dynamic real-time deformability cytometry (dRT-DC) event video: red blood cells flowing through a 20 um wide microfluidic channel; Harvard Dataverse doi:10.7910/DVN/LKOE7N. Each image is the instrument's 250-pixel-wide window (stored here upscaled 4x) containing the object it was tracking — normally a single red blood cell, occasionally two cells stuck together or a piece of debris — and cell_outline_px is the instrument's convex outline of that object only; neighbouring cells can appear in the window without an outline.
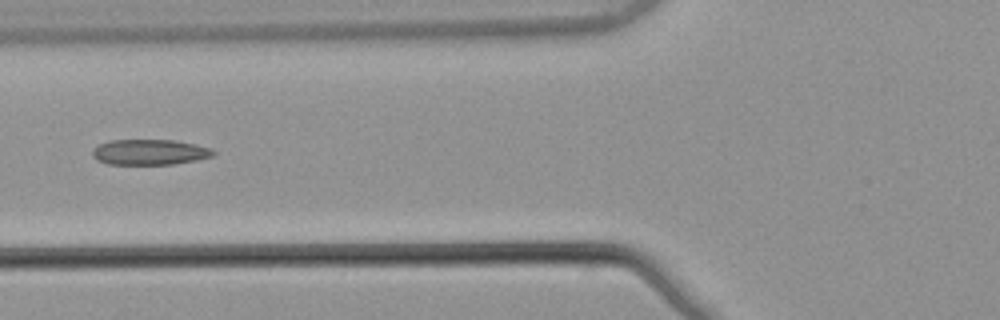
{"species": "common noctule bat (a hibernating species)", "species_latin": "Nyctalus noctula", "temperature_condition": "warm", "stored_images_in_passage": 7, "camera_frame_rate_fps": 3000, "um_per_image_px": 0.085, "animal": {"sex": "male", "body_mass_g": 21.5, "forearm_length_mm": 52.0}, "frame": {"image": 1, "passage_image": 6, "time_ms": 1.667, "image_size_px": [1000, 320], "cell_outline_px": [[216, 152], [212, 156], [196, 160], [172, 164], [108, 164], [96, 160], [92, 156], [92, 148], [100, 144], [112, 140], [176, 140], [196, 144], [212, 148]], "centroid_in_image_um": [12.72, 12.92], "position_along_channel_um": 113.1, "area_um2": 18.03}}
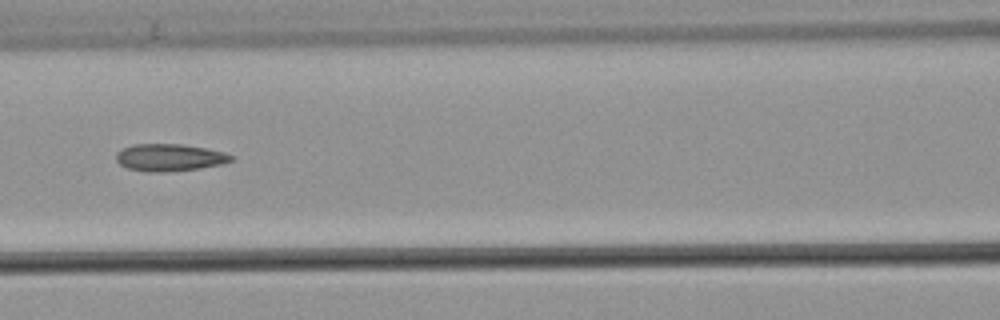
{"frame": {"image": 2, "passage_image": 7, "time_ms": 2.0, "image_size_px": [1000, 320], "cell_outline_px": [[232, 160], [224, 164], [200, 168], [164, 172], [148, 172], [128, 168], [120, 164], [116, 160], [116, 152], [132, 144], [180, 144], [204, 148], [224, 152], [232, 156]], "centroid_in_image_um": [14.39, 13.39], "position_along_channel_um": 152.2, "area_um2": 18.15}}